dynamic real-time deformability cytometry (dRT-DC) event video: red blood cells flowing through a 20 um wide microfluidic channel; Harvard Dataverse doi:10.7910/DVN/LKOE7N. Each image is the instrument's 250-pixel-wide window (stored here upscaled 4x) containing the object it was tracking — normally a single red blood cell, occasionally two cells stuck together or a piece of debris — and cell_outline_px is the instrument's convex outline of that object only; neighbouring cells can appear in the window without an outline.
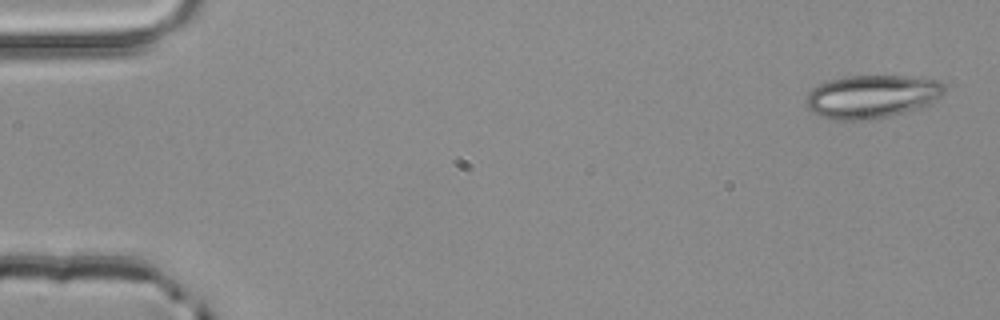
{"species": "common noctule bat (a hibernating species)", "species_latin": "Nyctalus noctula", "temperature_condition": "room temperature", "stored_images_in_passage": 4, "camera_frame_rate_fps": 3000, "um_per_image_px": 0.085, "animal": {"sex": "male", "body_mass_g": 20.4}, "frame": {"image": 1, "passage_image": 1, "time_ms": 0.0, "image_size_px": [1000, 320], "cell_outline_px": [[944, 92], [932, 104], [920, 108], [888, 116], [868, 120], [836, 120], [820, 116], [812, 112], [808, 108], [808, 92], [812, 88], [828, 80], [848, 76], [908, 76], [936, 80], [944, 84]], "centroid_in_image_um": [74.12, 8.21], "position_along_channel_um": 10.9, "area_um2": 34.74}}